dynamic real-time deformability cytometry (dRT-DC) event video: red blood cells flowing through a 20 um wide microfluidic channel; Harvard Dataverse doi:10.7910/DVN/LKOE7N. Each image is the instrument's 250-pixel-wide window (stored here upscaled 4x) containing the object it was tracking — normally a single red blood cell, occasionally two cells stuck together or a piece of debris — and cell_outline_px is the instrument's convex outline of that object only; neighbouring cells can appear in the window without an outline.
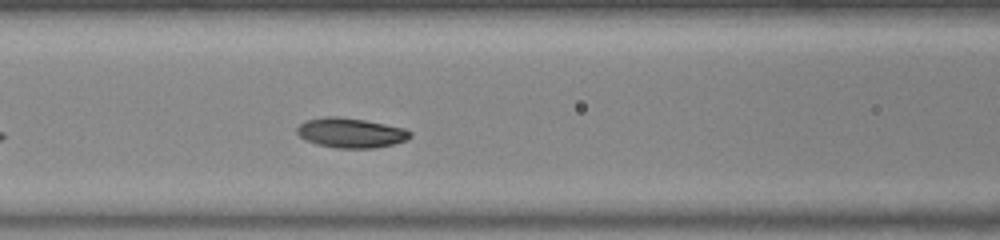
{"species": "common noctule bat (a hibernating species)", "species_latin": "Nyctalus noctula", "temperature_condition": "warm", "stored_images_in_passage": 31, "camera_frame_rate_fps": 3000, "um_per_image_px": 0.085, "animal": {"sex": "female", "body_mass_g": 23.0, "forearm_length_mm": 53.4}, "frame": {"image": 1, "passage_image": 11, "time_ms": 3.333, "image_size_px": [1000, 240], "cell_outline_px": [[412, 136], [408, 140], [392, 144], [372, 148], [336, 148], [316, 144], [304, 140], [296, 132], [296, 128], [300, 124], [308, 120], [324, 116], [340, 116], [364, 120], [404, 128], [412, 132]], "centroid_in_image_um": [29.8, 11.29], "position_along_channel_um": 136.8, "area_um2": 19.71}}
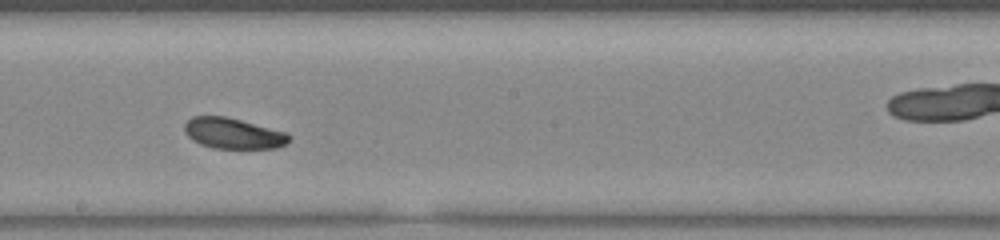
{"frame": {"image": 2, "passage_image": 18, "time_ms": 5.667, "image_size_px": [1000, 240], "cell_outline_px": [[292, 136], [284, 144], [276, 148], [212, 148], [200, 144], [192, 140], [184, 132], [184, 124], [192, 116], [224, 116], [288, 132]], "centroid_in_image_um": [19.8, 11.33], "position_along_channel_um": 228.4, "area_um2": 18.73}}
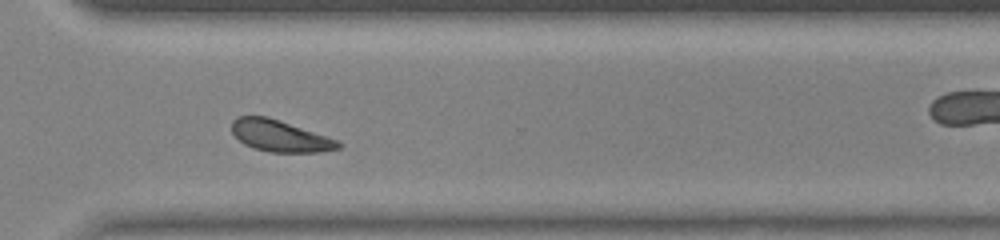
{"frame": {"image": 3, "passage_image": 27, "time_ms": 8.667, "image_size_px": [1000, 240], "cell_outline_px": [[344, 144], [340, 148], [320, 152], [268, 152], [252, 148], [244, 144], [232, 132], [232, 120], [236, 116], [268, 116], [280, 120], [336, 140]], "centroid_in_image_um": [23.77, 11.55], "position_along_channel_um": 346.8, "area_um2": 19.48}, "authors_computed_cell_mechanics": {"area_um2": 19.074, "velocity_mm_per_s": 3.9335, "shape_relaxation_time_tau1_ms": 0.9216, "shape_relaxation_time_tau2_ms": 4.2713, "deformation_change_tau1": 0.0878, "deformation_change_tau2": 0.1001}}